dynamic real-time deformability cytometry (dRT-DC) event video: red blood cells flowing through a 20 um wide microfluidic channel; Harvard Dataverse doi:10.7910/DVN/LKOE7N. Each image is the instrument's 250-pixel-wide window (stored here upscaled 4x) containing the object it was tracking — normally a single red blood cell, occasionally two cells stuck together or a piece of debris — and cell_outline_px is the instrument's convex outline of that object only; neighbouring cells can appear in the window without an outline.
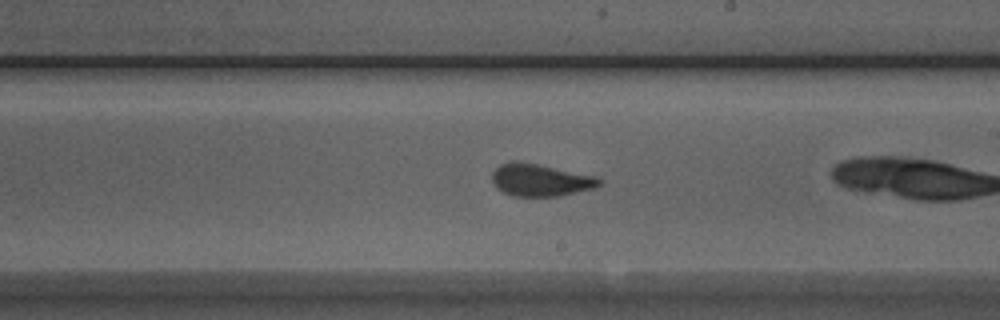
{"species": "Egyptian fruit bat (a non-hibernating species)", "species_latin": "Rousettus aegyptiacus", "temperature_condition": "room temperature", "stored_images_in_passage": 26, "camera_frame_rate_fps": 3000, "um_per_image_px": 0.085, "animal": {"sex": "male"}, "frame": {"image": 1, "passage_image": 15, "time_ms": 4.667, "image_size_px": [1000, 320], "cell_outline_px": [[600, 184], [596, 188], [560, 196], [512, 196], [496, 188], [492, 180], [492, 172], [500, 164], [512, 160], [520, 160], [600, 176]], "centroid_in_image_um": [45.95, 15.28], "position_along_channel_um": 243.0, "area_um2": 20.69}}